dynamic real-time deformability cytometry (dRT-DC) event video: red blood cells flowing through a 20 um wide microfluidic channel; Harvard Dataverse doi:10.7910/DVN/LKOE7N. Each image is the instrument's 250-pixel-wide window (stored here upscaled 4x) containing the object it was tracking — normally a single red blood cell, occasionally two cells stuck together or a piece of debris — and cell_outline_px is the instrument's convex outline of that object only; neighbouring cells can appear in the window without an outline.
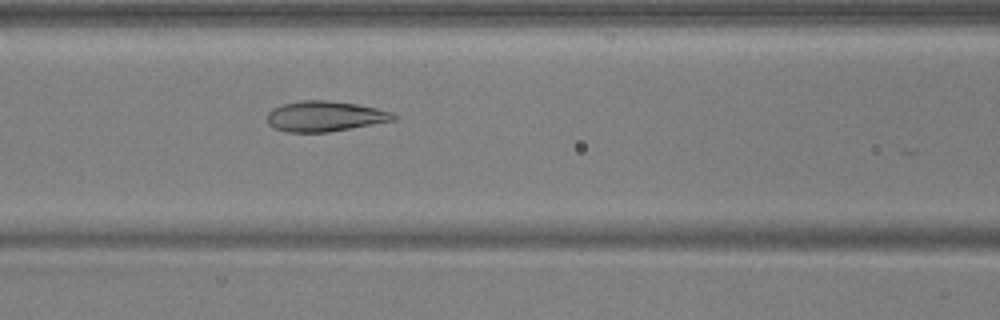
{"species": "common noctule bat (a hibernating species)", "species_latin": "Nyctalus noctula", "temperature_condition": "warm", "stored_images_in_passage": 34, "camera_frame_rate_fps": 3000, "um_per_image_px": 0.085, "animal": {"sex": "male", "body_mass_g": 17.9, "forearm_length_mm": 54.2}, "frame": {"image": 1, "passage_image": 17, "time_ms": 5.333, "image_size_px": [1000, 320], "cell_outline_px": [[396, 120], [328, 132], [288, 132], [276, 128], [268, 124], [268, 112], [272, 108], [284, 104], [304, 100], [324, 100], [356, 104], [376, 108], [392, 112], [396, 116]], "centroid_in_image_um": [27.62, 9.88], "position_along_channel_um": 139.0, "area_um2": 22.14}}
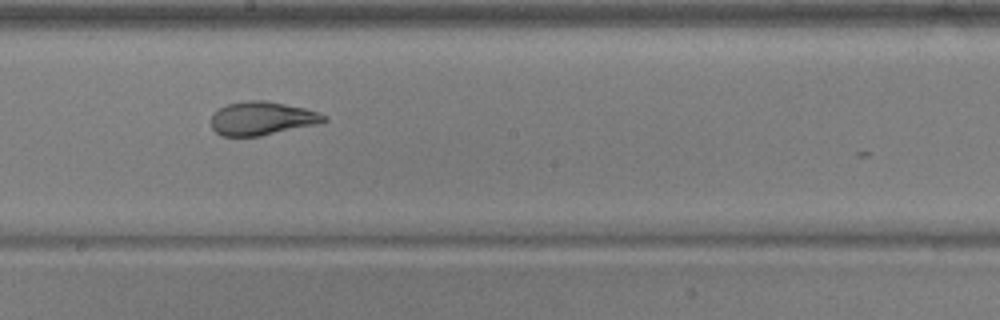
{"frame": {"image": 2, "passage_image": 24, "time_ms": 7.667, "image_size_px": [1000, 320], "cell_outline_px": [[328, 120], [316, 124], [260, 136], [224, 136], [216, 132], [212, 128], [212, 116], [220, 108], [228, 104], [244, 100], [264, 100], [304, 108], [328, 116]], "centroid_in_image_um": [22.27, 10.06], "position_along_channel_um": 225.9, "area_um2": 21.73}}
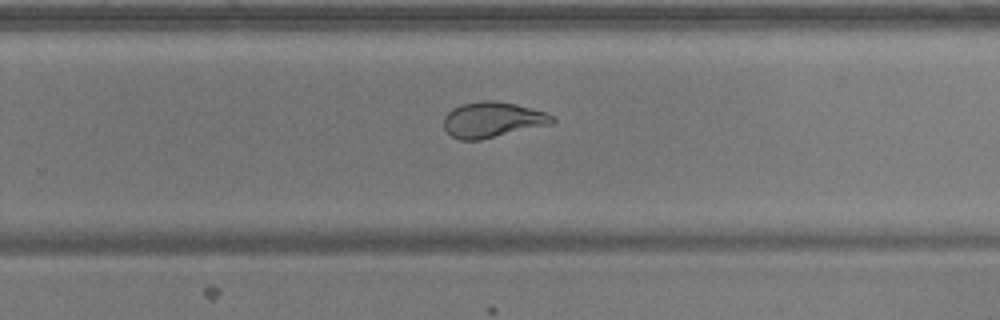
{"frame": {"image": 3, "passage_image": 29, "time_ms": 9.333, "image_size_px": [1000, 320], "cell_outline_px": [[556, 120], [552, 124], [480, 140], [460, 140], [452, 136], [444, 128], [444, 116], [452, 108], [460, 104], [484, 100], [492, 100], [516, 104], [544, 112], [556, 116]], "centroid_in_image_um": [41.87, 10.17], "position_along_channel_um": 287.9, "area_um2": 22.54}}